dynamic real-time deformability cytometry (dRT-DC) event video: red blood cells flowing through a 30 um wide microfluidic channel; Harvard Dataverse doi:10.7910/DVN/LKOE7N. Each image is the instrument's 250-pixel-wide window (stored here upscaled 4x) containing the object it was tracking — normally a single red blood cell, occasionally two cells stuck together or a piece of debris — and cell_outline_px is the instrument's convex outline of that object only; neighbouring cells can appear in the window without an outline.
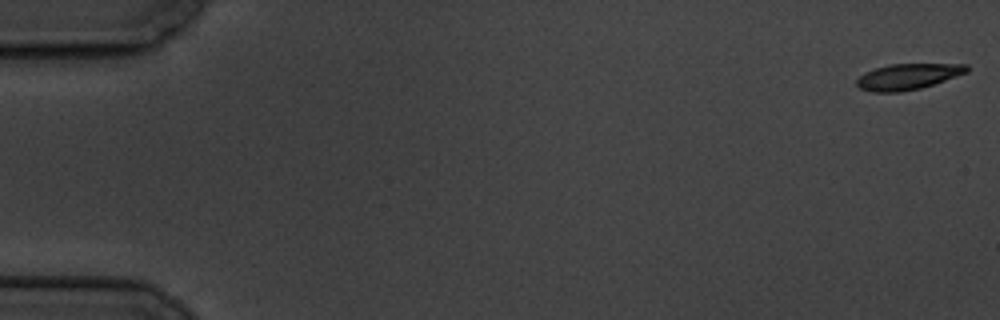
{"species": "common noctule bat (a hibernating species)", "species_latin": "Nyctalus noctula", "temperature_condition": "cold", "stored_images_in_passage": 7, "camera_frame_rate_fps": 3000, "um_per_image_px": 0.085, "animal": {"sex": "male", "body_mass_g": 19.5, "forearm_length_mm": 54.6}, "frame": {"image": 1, "passage_image": 1, "time_ms": 0.0, "image_size_px": [1000, 320], "cell_outline_px": [[968, 72], [920, 88], [900, 92], [868, 92], [860, 88], [856, 84], [856, 80], [864, 72], [876, 68], [892, 64], [968, 64]], "centroid_in_image_um": [77.13, 6.51], "position_along_channel_um": 7.9, "area_um2": 16.47}}
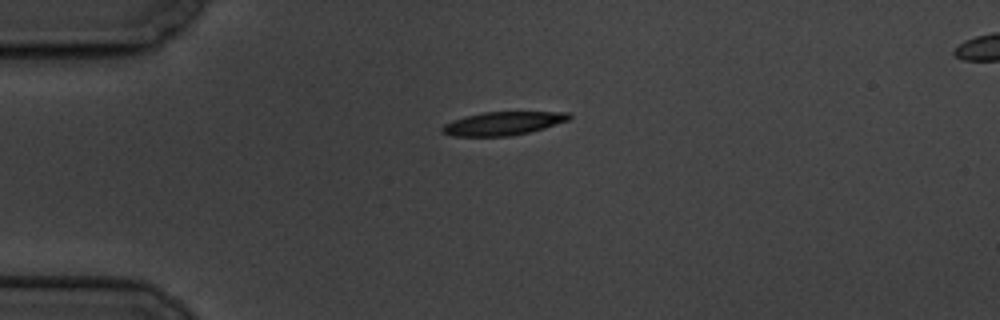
{"frame": {"image": 2, "passage_image": 5, "time_ms": 4.667, "image_size_px": [1000, 320], "cell_outline_px": [[572, 116], [568, 120], [544, 128], [512, 136], [452, 136], [440, 132], [440, 128], [444, 124], [452, 120], [464, 116], [484, 112], [568, 112]], "centroid_in_image_um": [42.7, 10.49], "position_along_channel_um": 42.3, "area_um2": 17.34}}
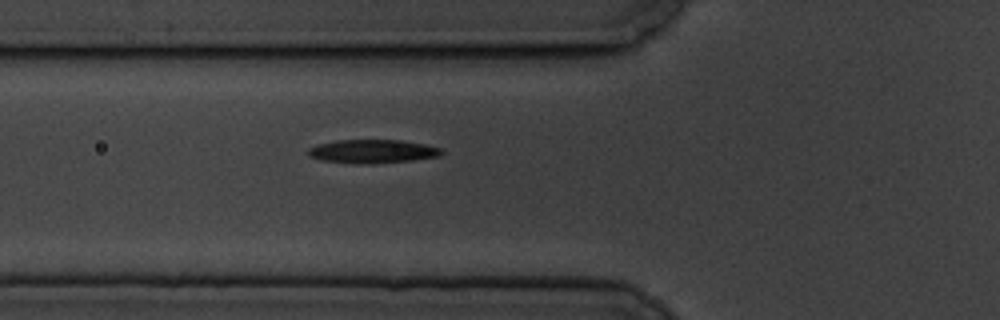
{"frame": {"image": 3, "passage_image": 7, "time_ms": 7.0, "image_size_px": [1000, 320], "cell_outline_px": [[444, 152], [440, 156], [412, 160], [372, 164], [360, 164], [320, 160], [308, 156], [308, 148], [316, 144], [336, 140], [400, 140], [424, 144], [440, 148]], "centroid_in_image_um": [31.63, 12.87], "position_along_channel_um": 94.2, "area_um2": 18.44}}